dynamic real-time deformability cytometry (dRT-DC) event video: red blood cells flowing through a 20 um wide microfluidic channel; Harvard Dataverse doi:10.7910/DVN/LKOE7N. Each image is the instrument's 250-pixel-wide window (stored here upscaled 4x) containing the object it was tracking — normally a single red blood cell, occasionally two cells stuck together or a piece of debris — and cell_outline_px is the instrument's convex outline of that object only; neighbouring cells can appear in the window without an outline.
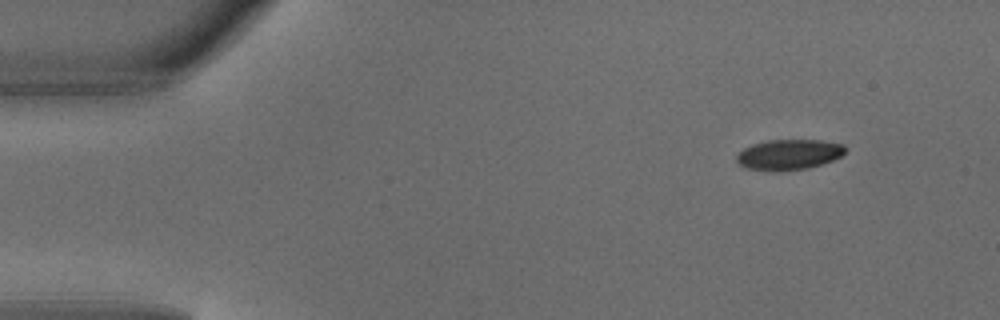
{"species": "common noctule bat (a hibernating species)", "species_latin": "Nyctalus noctula", "temperature_condition": "warm", "stored_images_in_passage": 4, "camera_frame_rate_fps": 3000, "um_per_image_px": 0.085, "animal": {"sex": "male", "body_mass_g": 18.8}, "frame": {"image": 1, "passage_image": 1, "time_ms": 0.0, "image_size_px": [1000, 320], "cell_outline_px": [[844, 152], [840, 156], [832, 160], [808, 168], [780, 172], [776, 172], [744, 168], [736, 160], [736, 156], [744, 148], [752, 144], [768, 140], [820, 140], [844, 144]], "centroid_in_image_um": [67.01, 13.15], "position_along_channel_um": 18.0, "area_um2": 19.31}}
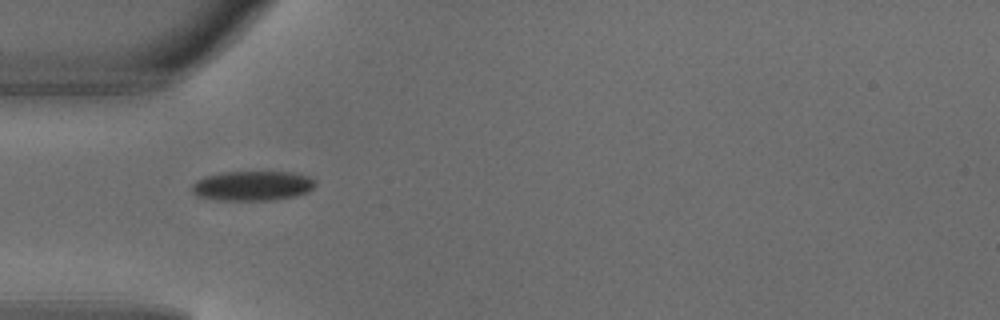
{"frame": {"image": 2, "passage_image": 4, "time_ms": 1.0, "image_size_px": [1000, 320], "cell_outline_px": [[316, 184], [308, 192], [296, 196], [272, 200], [216, 200], [196, 196], [192, 192], [192, 184], [196, 180], [204, 176], [220, 172], [292, 172], [308, 176], [316, 180]], "centroid_in_image_um": [21.44, 15.79], "position_along_channel_um": 63.6, "area_um2": 21.62}}